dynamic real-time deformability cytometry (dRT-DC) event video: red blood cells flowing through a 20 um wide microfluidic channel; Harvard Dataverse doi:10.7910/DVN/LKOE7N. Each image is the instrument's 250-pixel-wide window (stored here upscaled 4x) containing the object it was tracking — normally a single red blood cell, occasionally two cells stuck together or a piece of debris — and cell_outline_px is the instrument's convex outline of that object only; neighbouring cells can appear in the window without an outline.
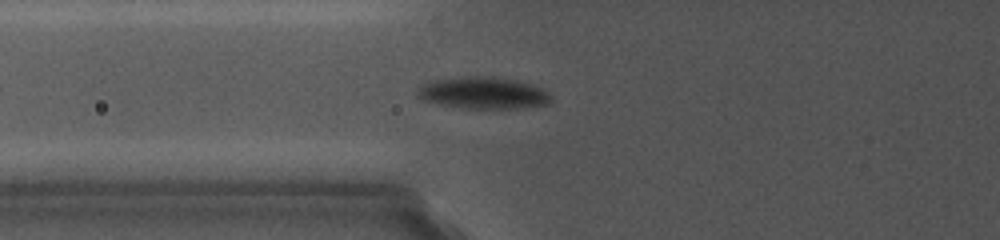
{"species": "common noctule bat (a hibernating species)", "species_latin": "Nyctalus noctula", "temperature_condition": "cold", "stored_images_in_passage": 7, "camera_frame_rate_fps": 5000, "um_per_image_px": 0.085, "animal": {"sex": "female", "body_mass_g": 19.0, "forearm_length_mm": 56.7}, "frame": {"image": 1, "passage_image": 3, "time_ms": 2.0, "image_size_px": [1000, 240], "cell_outline_px": [[548, 100], [544, 104], [508, 108], [468, 108], [440, 104], [428, 100], [420, 96], [420, 88], [428, 84], [440, 80], [508, 80], [528, 84], [544, 92]], "centroid_in_image_um": [41.06, 7.98], "position_along_channel_um": 84.7, "area_um2": 21.5}}